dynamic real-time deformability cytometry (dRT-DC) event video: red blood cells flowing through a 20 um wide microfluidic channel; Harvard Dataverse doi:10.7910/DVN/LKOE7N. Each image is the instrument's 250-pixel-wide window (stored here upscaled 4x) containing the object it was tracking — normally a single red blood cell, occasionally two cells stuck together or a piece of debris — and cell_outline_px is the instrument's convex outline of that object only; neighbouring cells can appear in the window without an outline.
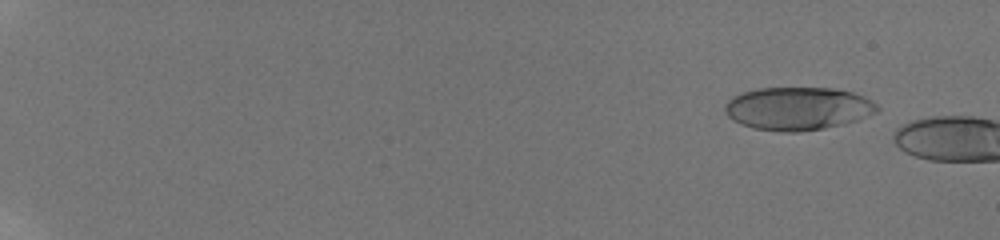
{"species": "human", "species_latin": "Homo sapiens", "temperature_condition": "room temperature", "stored_images_in_passage": 12, "camera_frame_rate_fps": 3000, "um_per_image_px": 0.085, "donor": {"sex": "male"}, "frame": {"image": 1, "passage_image": 9, "time_ms": 1.667, "image_size_px": [1000, 240], "cell_outline_px": [[880, 108], [876, 112], [856, 120], [844, 124], [824, 128], [800, 132], [780, 132], [752, 128], [740, 124], [732, 120], [724, 112], [724, 104], [732, 96], [756, 88], [836, 88], [852, 92], [864, 96], [872, 100]], "centroid_in_image_um": [67.79, 9.23], "position_along_channel_um": 17.2, "area_um2": 38.49}}